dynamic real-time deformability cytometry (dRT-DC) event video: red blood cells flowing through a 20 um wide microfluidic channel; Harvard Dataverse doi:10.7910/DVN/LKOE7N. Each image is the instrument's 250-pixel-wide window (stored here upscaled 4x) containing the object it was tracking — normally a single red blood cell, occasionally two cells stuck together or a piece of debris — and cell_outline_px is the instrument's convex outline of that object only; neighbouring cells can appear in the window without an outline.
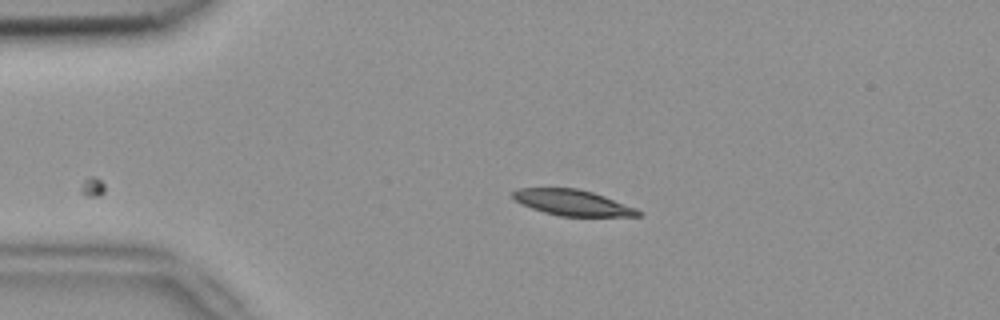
{"species": "common noctule bat (a hibernating species)", "species_latin": "Nyctalus noctula", "temperature_condition": "room temperature", "stored_images_in_passage": 3, "camera_frame_rate_fps": 3000, "um_per_image_px": 0.085, "animal": {"sex": "female", "body_mass_g": 18.4}, "frame": {"image": 1, "passage_image": 3, "time_ms": 0.667, "image_size_px": [1000, 320], "cell_outline_px": [[644, 212], [640, 216], [560, 216], [544, 212], [520, 204], [512, 196], [512, 192], [516, 188], [576, 188], [592, 192], [604, 196], [636, 208]], "centroid_in_image_um": [48.66, 17.22], "position_along_channel_um": 36.3, "area_um2": 18.79}}